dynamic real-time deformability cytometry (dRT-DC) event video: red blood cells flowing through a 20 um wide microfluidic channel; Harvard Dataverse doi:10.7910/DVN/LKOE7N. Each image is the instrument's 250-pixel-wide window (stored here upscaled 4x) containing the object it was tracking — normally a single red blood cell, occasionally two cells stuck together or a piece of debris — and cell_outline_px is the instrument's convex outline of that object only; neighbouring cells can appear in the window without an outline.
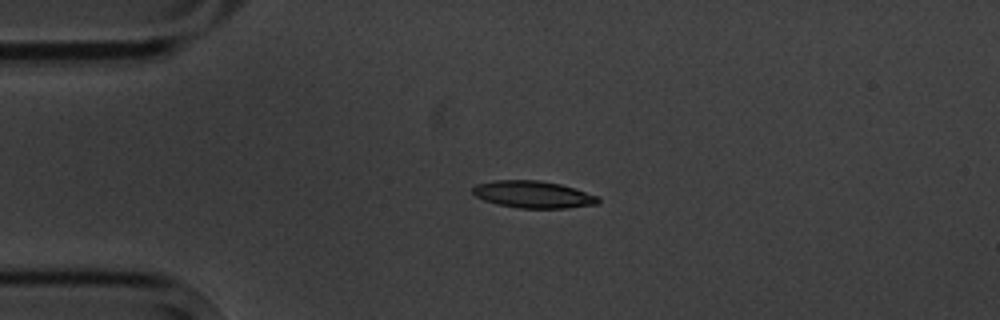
{"species": "common noctule bat (a hibernating species)", "species_latin": "Nyctalus noctula", "temperature_condition": "cold", "stored_images_in_passage": 3, "camera_frame_rate_fps": 3000, "um_per_image_px": 0.085, "animal": {"sex": "male", "body_mass_g": 20.1, "forearm_length_mm": 53.5}, "frame": {"image": 1, "passage_image": 2, "time_ms": 2.0, "image_size_px": [1000, 320], "cell_outline_px": [[600, 200], [596, 204], [568, 208], [520, 208], [500, 204], [484, 200], [476, 196], [472, 192], [472, 188], [476, 184], [496, 180], [540, 180], [560, 184], [576, 188], [596, 196]], "centroid_in_image_um": [45.32, 16.52], "position_along_channel_um": 39.7, "area_um2": 19.65}}